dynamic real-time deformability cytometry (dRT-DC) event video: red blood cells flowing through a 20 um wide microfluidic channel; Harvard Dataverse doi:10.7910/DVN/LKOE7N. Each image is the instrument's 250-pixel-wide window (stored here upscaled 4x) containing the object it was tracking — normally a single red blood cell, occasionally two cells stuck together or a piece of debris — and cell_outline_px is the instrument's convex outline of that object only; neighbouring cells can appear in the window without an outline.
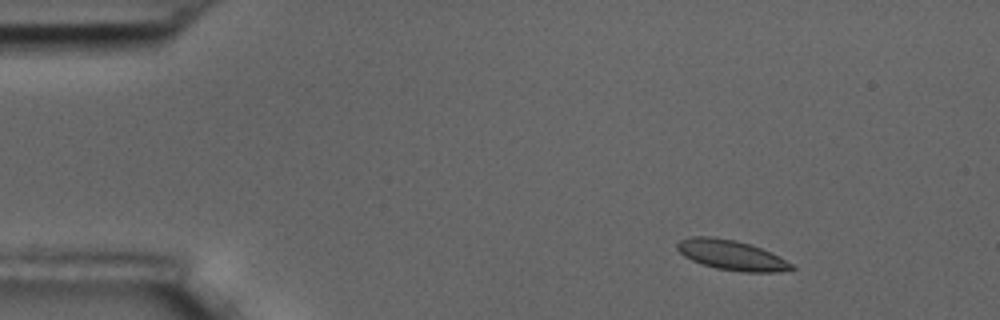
{"species": "common noctule bat (a hibernating species)", "species_latin": "Nyctalus noctula", "temperature_condition": "room temperature", "stored_images_in_passage": 4, "camera_frame_rate_fps": 3000, "um_per_image_px": 0.085, "animal": {"sex": "male", "body_mass_g": 17.5, "forearm_length_mm": 52.3}, "frame": {"image": 1, "passage_image": 2, "time_ms": 1.333, "image_size_px": [1000, 320], "cell_outline_px": [[796, 268], [780, 272], [744, 272], [716, 268], [692, 260], [684, 256], [676, 248], [676, 244], [680, 240], [692, 236], [712, 236], [736, 240], [772, 252], [792, 264]], "centroid_in_image_um": [62.17, 21.68], "position_along_channel_um": 22.8, "area_um2": 19.88}}